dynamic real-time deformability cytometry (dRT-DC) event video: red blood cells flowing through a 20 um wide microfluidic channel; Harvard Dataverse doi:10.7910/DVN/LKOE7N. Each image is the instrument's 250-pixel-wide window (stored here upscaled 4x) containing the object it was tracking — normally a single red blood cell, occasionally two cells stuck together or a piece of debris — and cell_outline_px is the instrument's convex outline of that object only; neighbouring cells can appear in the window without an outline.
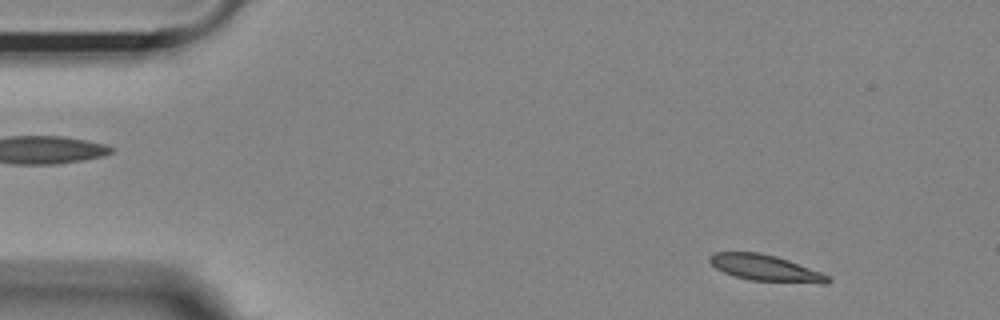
{"species": "Egyptian fruit bat (a non-hibernating species)", "species_latin": "Rousettus aegyptiacus", "temperature_condition": "room temperature", "stored_images_in_passage": 48, "camera_frame_rate_fps": 3000, "um_per_image_px": 0.085, "animal": {"sex": "female"}, "frame": {"image": 1, "passage_image": 4, "time_ms": 1.0, "image_size_px": [1000, 320], "cell_outline_px": [[832, 280], [828, 284], [820, 284], [748, 280], [724, 272], [716, 268], [708, 260], [708, 256], [712, 252], [760, 252], [776, 256], [788, 260], [820, 272], [828, 276]], "centroid_in_image_um": [65.06, 22.78], "position_along_channel_um": 19.9, "area_um2": 18.15}}
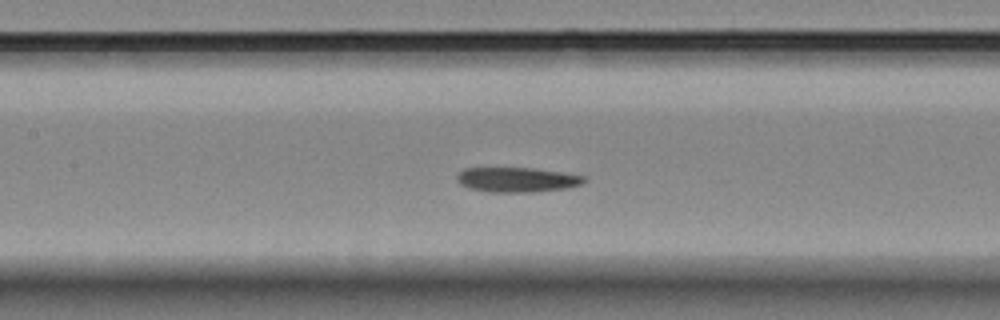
{"frame": {"image": 2, "passage_image": 23, "time_ms": 7.333, "image_size_px": [1000, 320], "cell_outline_px": [[584, 180], [580, 184], [568, 188], [532, 192], [488, 192], [468, 188], [460, 184], [456, 180], [456, 176], [464, 168], [532, 168], [564, 172], [584, 176]], "centroid_in_image_um": [43.91, 15.27], "position_along_channel_um": 163.5, "area_um2": 18.38}}
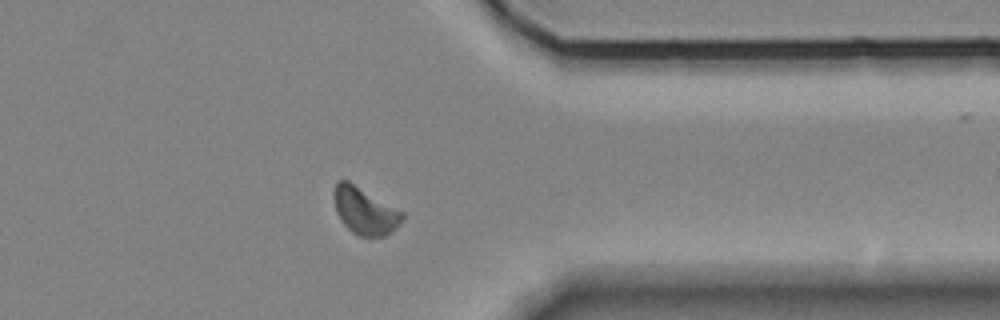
{"frame": {"image": 3, "passage_image": 42, "time_ms": 13.667, "image_size_px": [1000, 320], "cell_outline_px": [[404, 220], [392, 232], [384, 236], [360, 236], [352, 232], [340, 220], [336, 212], [332, 192], [336, 180], [348, 180], [404, 212]], "centroid_in_image_um": [31.0, 17.91], "position_along_channel_um": 380.4, "area_um2": 18.96}}